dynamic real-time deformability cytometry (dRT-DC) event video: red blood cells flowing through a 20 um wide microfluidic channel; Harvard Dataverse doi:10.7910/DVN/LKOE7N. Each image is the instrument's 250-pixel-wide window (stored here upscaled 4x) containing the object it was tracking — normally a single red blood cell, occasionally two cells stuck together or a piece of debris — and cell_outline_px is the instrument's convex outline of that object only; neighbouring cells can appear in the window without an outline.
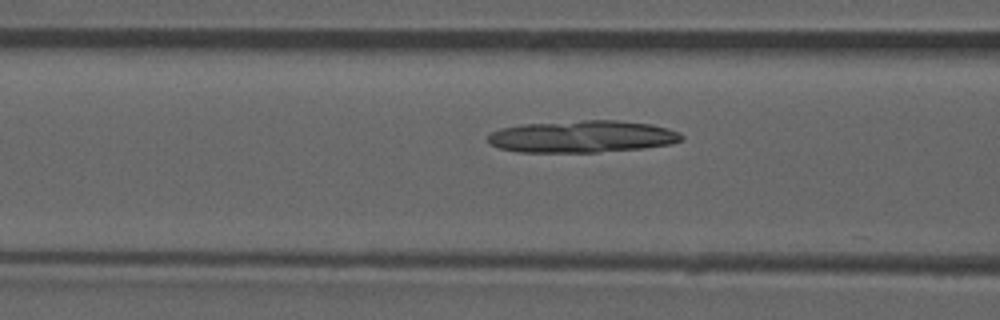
{"species": "common noctule bat (a hibernating species)", "species_latin": "Nyctalus noctula", "temperature_condition": "room temperature", "stored_images_in_passage": 16, "camera_frame_rate_fps": 3000, "um_per_image_px": 0.085, "animal": {"sex": "male", "forearm_length_mm": 52.5}, "frame": {"image": 1, "passage_image": 7, "time_ms": 2.0, "image_size_px": [1000, 320], "cell_outline_px": [[684, 140], [672, 144], [644, 148], [596, 152], [520, 152], [500, 148], [492, 144], [488, 140], [488, 136], [492, 132], [500, 128], [520, 124], [584, 120], [616, 120], [652, 124], [680, 132], [684, 136]], "centroid_in_image_um": [49.53, 11.6], "position_along_channel_um": 117.1, "area_um2": 36.3}}